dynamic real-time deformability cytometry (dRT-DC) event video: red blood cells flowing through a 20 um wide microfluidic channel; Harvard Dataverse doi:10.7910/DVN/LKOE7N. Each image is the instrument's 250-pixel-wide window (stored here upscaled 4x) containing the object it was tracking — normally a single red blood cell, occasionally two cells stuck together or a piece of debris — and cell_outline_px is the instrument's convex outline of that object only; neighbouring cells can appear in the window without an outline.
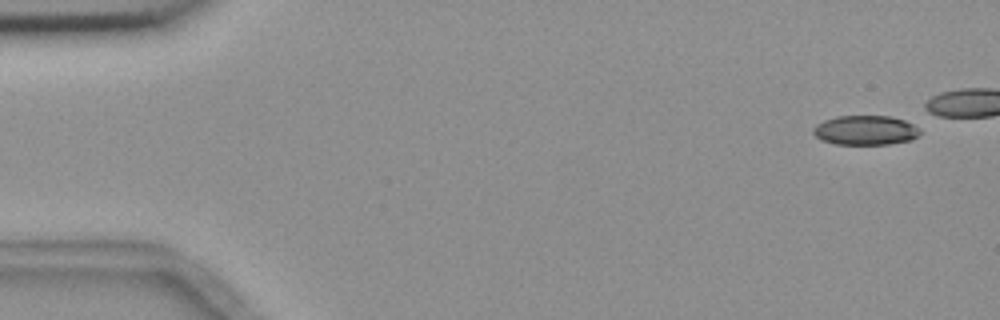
{"species": "common noctule bat (a hibernating species)", "species_latin": "Nyctalus noctula", "temperature_condition": "room temperature", "stored_images_in_passage": 9, "camera_frame_rate_fps": 3000, "um_per_image_px": 0.085, "animal": {"sex": "female", "body_mass_g": 18.4}, "frame": {"image": 1, "passage_image": 1, "time_ms": 0.0, "image_size_px": [1000, 320], "cell_outline_px": [[920, 132], [912, 140], [888, 144], [836, 144], [820, 140], [812, 132], [812, 128], [816, 124], [824, 120], [836, 116], [892, 116], [904, 120], [920, 128]], "centroid_in_image_um": [73.54, 11.07], "position_along_channel_um": 11.5, "area_um2": 18.44}}
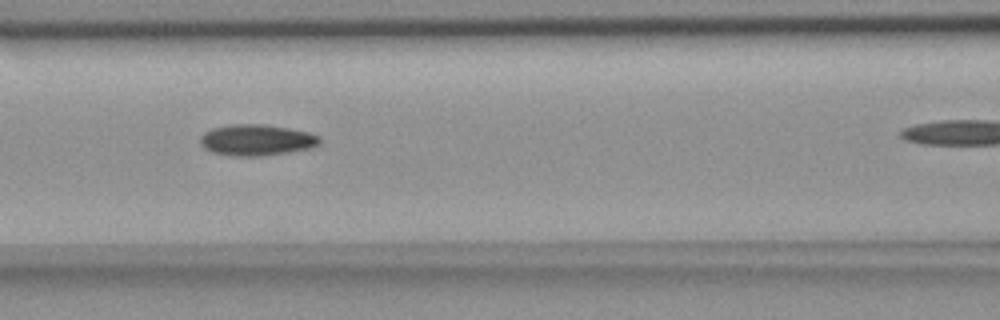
{"frame": {"image": 2, "passage_image": 7, "time_ms": 7.0, "image_size_px": [1000, 320], "cell_outline_px": [[320, 144], [312, 148], [264, 156], [236, 156], [212, 152], [204, 148], [200, 144], [200, 136], [204, 132], [212, 128], [228, 124], [264, 124], [288, 128], [308, 132], [320, 136]], "centroid_in_image_um": [21.8, 11.9], "position_along_channel_um": 144.8, "area_um2": 21.85}}
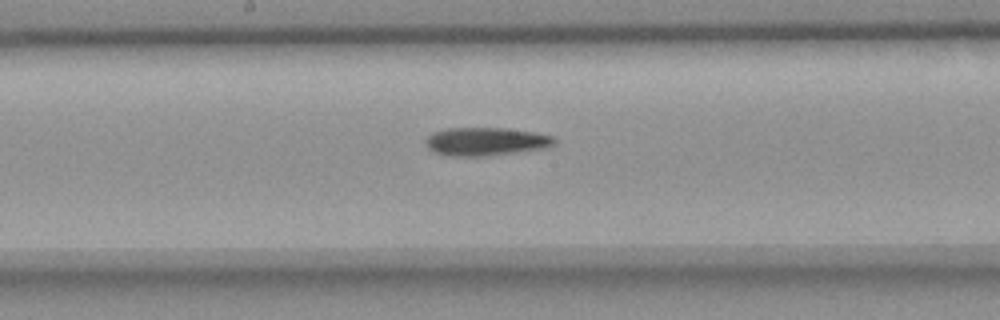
{"frame": {"image": 3, "passage_image": 9, "time_ms": 10.333, "image_size_px": [1000, 320], "cell_outline_px": [[556, 140], [552, 144], [544, 148], [484, 156], [448, 156], [432, 152], [424, 144], [424, 140], [432, 132], [444, 128], [504, 128], [536, 132], [556, 136]], "centroid_in_image_um": [41.23, 12.02], "position_along_channel_um": 207.0, "area_um2": 21.33}}